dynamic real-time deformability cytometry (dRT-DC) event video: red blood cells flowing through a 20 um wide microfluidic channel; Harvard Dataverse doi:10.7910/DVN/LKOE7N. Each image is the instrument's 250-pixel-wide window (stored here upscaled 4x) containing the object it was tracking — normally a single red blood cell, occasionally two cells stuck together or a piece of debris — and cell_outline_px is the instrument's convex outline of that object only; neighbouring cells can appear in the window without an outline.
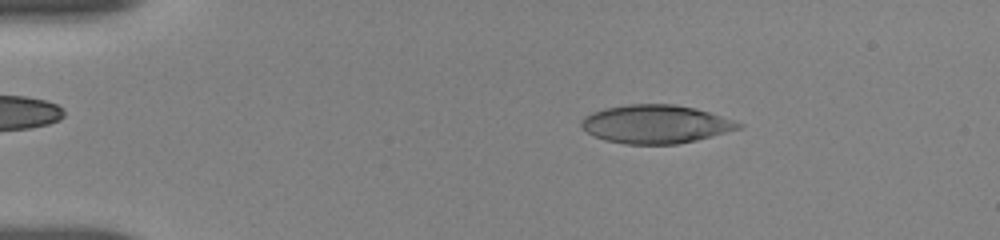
{"species": "human", "species_latin": "Homo sapiens", "temperature_condition": "room temperature", "stored_images_in_passage": 54, "camera_frame_rate_fps": 3000, "um_per_image_px": 0.085, "donor": {"sex": "female"}, "frame": {"image": 1, "passage_image": 9, "time_ms": 2.667, "image_size_px": [1000, 240], "cell_outline_px": [[744, 124], [740, 128], [712, 136], [696, 140], [676, 144], [624, 144], [604, 140], [588, 132], [580, 124], [580, 120], [584, 116], [592, 112], [604, 108], [628, 104], [672, 104], [692, 108], [708, 112]], "centroid_in_image_um": [55.69, 10.55], "position_along_channel_um": 29.3, "area_um2": 34.85}}
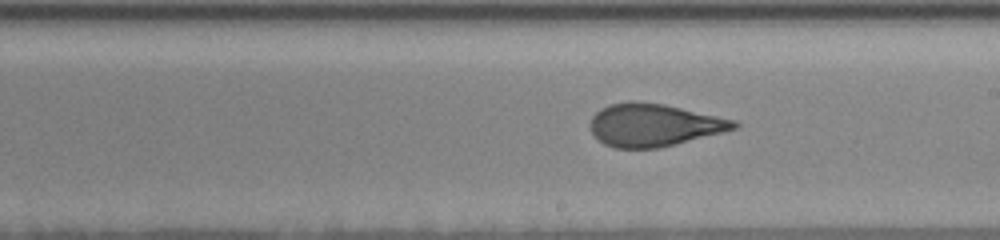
{"frame": {"image": 2, "passage_image": 31, "time_ms": 10.0, "image_size_px": [1000, 240], "cell_outline_px": [[740, 124], [736, 128], [660, 148], [612, 148], [604, 144], [592, 132], [592, 116], [600, 108], [608, 104], [628, 100], [632, 100], [664, 104], [736, 120]], "centroid_in_image_um": [55.56, 10.61], "position_along_channel_um": 233.4, "area_um2": 35.55}}
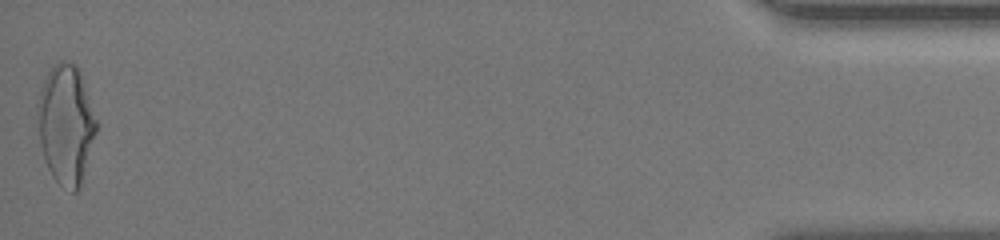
{"frame": {"image": 3, "passage_image": 54, "time_ms": 17.667, "image_size_px": [1000, 240], "cell_outline_px": [[96, 132], [80, 188], [76, 192], [72, 192], [60, 184], [52, 176], [44, 160], [40, 144], [36, 112], [36, 104], [44, 80], [52, 64], [60, 60], [68, 60], [76, 64], [84, 80], [96, 120]], "centroid_in_image_um": [5.59, 10.54], "position_along_channel_um": 429.6, "area_um2": 41.1}, "authors_computed_cell_mechanics": {"area_um2": 35.7204, "velocity_mm_per_s": 3.6651, "shape_relaxation_time_tau1_ms": 6.3431, "shape_relaxation_time_tau2_ms": 1.14, "deformation_change_tau1": 0.2143, "deformation_change_tau2": 0.0861}}